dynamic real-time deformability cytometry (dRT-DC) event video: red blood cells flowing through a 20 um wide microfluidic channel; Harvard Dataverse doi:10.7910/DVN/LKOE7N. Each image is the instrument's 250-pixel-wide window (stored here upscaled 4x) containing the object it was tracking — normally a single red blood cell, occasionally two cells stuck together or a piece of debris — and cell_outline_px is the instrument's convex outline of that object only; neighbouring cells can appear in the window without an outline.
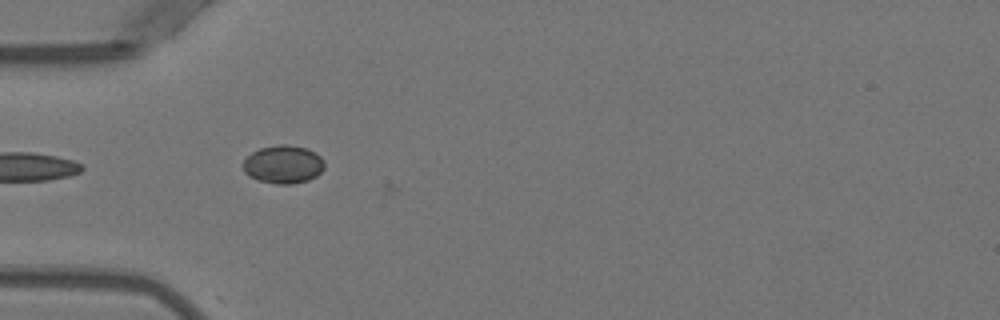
{"species": "Egyptian fruit bat (a non-hibernating species)", "species_latin": "Rousettus aegyptiacus", "temperature_condition": "warm", "stored_images_in_passage": 7, "camera_frame_rate_fps": 3000, "um_per_image_px": 0.085, "animal": {"sex": "female"}, "frame": {"image": 1, "passage_image": 5, "time_ms": 1.333, "image_size_px": [1000, 320], "cell_outline_px": [[324, 168], [316, 176], [308, 180], [292, 184], [276, 184], [256, 180], [248, 176], [244, 172], [240, 164], [252, 152], [260, 148], [280, 144], [288, 144], [308, 148], [316, 152], [324, 160]], "centroid_in_image_um": [24.06, 13.97], "position_along_channel_um": 60.9, "area_um2": 18.44}}